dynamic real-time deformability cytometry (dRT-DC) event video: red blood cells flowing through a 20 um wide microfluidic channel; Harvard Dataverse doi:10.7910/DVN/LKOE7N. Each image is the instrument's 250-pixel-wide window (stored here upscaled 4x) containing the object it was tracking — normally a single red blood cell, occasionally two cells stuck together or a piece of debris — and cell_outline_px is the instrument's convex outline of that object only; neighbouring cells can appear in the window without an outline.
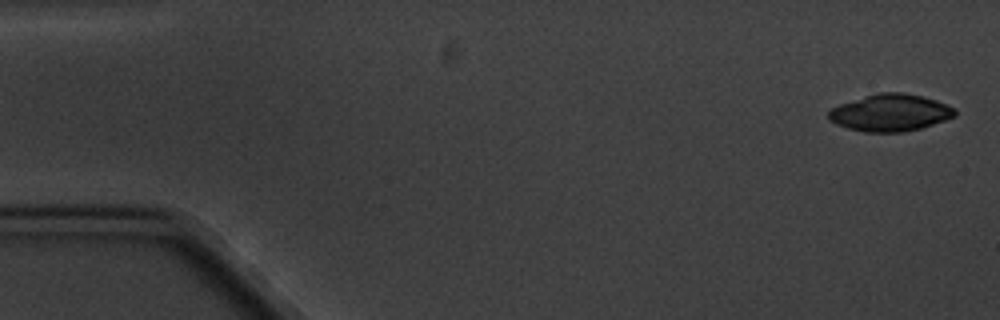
{"species": "common noctule bat (a hibernating species)", "species_latin": "Nyctalus noctula", "temperature_condition": "cold", "stored_images_in_passage": 5, "camera_frame_rate_fps": 3000, "um_per_image_px": 0.085, "animal": {"sex": "male", "body_mass_g": 20.1, "forearm_length_mm": 53.5}, "frame": {"image": 1, "passage_image": 1, "time_ms": 0.0, "image_size_px": [1000, 320], "cell_outline_px": [[956, 116], [920, 128], [900, 132], [864, 132], [848, 128], [836, 124], [828, 120], [828, 112], [832, 108], [840, 104], [864, 96], [880, 92], [904, 92], [924, 96], [948, 104], [956, 108]], "centroid_in_image_um": [75.68, 9.57], "position_along_channel_um": 9.3, "area_um2": 27.34}}